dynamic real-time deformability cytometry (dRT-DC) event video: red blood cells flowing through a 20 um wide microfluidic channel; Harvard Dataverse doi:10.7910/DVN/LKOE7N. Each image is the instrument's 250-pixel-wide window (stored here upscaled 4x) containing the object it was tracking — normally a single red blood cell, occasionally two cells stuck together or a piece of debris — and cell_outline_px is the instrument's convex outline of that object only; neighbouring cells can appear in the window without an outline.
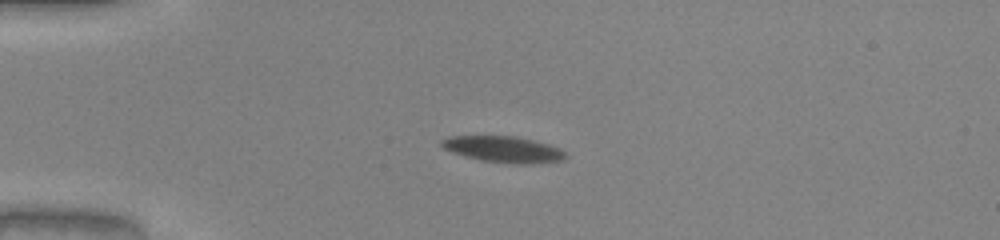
{"species": "common noctule bat (a hibernating species)", "species_latin": "Nyctalus noctula", "temperature_condition": "warm", "stored_images_in_passage": 42, "camera_frame_rate_fps": 3000, "um_per_image_px": 0.085, "animal": {"sex": "male", "body_mass_g": 20.0, "forearm_length_mm": 53.3}, "frame": {"image": 1, "passage_image": 1, "time_ms": 0.0, "image_size_px": [1000, 240], "cell_outline_px": [[564, 156], [560, 160], [484, 160], [468, 156], [444, 148], [440, 144], [440, 140], [452, 136], [512, 136], [544, 144], [556, 148], [564, 152]], "centroid_in_image_um": [42.6, 12.6], "position_along_channel_um": 42.4, "area_um2": 16.65}}
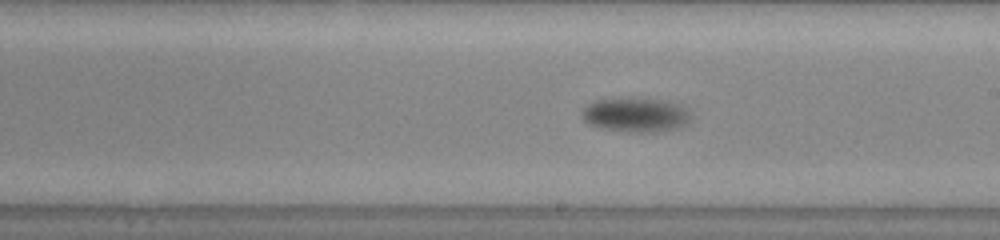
{"frame": {"image": 2, "passage_image": 19, "time_ms": 6.0, "image_size_px": [1000, 240], "cell_outline_px": [[688, 124], [680, 128], [660, 132], [628, 132], [604, 128], [588, 124], [584, 120], [584, 108], [588, 104], [596, 100], [656, 100], [676, 104], [684, 108], [688, 116]], "centroid_in_image_um": [54.04, 9.82], "position_along_channel_um": 235.0, "area_um2": 20.81}}
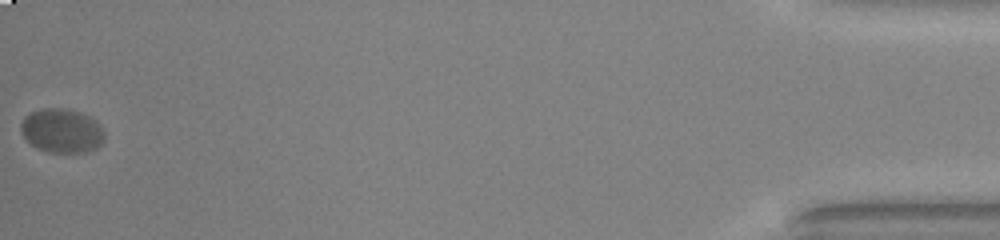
{"frame": {"image": 3, "passage_image": 42, "time_ms": 13.667, "image_size_px": [1000, 240], "cell_outline_px": [[104, 140], [96, 148], [84, 152], [48, 152], [36, 148], [20, 132], [20, 124], [24, 116], [32, 112], [44, 108], [64, 108], [80, 112], [96, 120], [104, 132]], "centroid_in_image_um": [5.24, 11.1], "position_along_channel_um": 430.0, "area_um2": 21.44}, "authors_computed_cell_mechanics": {"area_um2": 20.6346, "velocity_mm_per_s": 3.7876, "shape_relaxation_time_tau1_ms": 4.2009, "shape_relaxation_time_tau2_ms": null, "deformation_change_tau1": 0.162, "deformation_change_tau2": null}}